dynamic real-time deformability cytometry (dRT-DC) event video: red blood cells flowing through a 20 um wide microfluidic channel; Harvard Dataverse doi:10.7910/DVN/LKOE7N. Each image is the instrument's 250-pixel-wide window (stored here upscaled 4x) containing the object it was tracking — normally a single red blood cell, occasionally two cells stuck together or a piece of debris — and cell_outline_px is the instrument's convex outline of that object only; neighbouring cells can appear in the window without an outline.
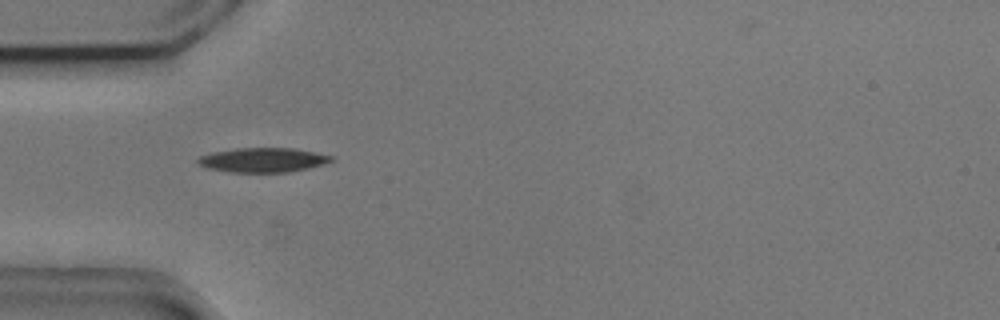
{"species": "common noctule bat (a hibernating species)", "species_latin": "Nyctalus noctula", "temperature_condition": "cold", "stored_images_in_passage": 28, "camera_frame_rate_fps": 3000, "um_per_image_px": 0.085, "animal": {"sex": "male", "body_mass_g": 20.5, "forearm_length_mm": 52.5}, "frame": {"image": 1, "passage_image": 1, "time_ms": 0.0, "image_size_px": [1000, 320], "cell_outline_px": [[336, 160], [324, 164], [308, 168], [288, 172], [228, 172], [208, 168], [196, 164], [196, 160], [200, 156], [212, 152], [236, 148], [296, 148], [316, 152], [332, 156]], "centroid_in_image_um": [22.35, 13.59], "position_along_channel_um": 62.7, "area_um2": 19.19}, "authors_computed_cell_mechanics": {"area_um2": 18.5249, "velocity_mm_per_s": 3.723, "shape_relaxation_time_tau1_ms": 2.9217, "shape_relaxation_time_tau2_ms": null, "deformation_change_tau1": 0.1338, "deformation_change_tau2": null}}